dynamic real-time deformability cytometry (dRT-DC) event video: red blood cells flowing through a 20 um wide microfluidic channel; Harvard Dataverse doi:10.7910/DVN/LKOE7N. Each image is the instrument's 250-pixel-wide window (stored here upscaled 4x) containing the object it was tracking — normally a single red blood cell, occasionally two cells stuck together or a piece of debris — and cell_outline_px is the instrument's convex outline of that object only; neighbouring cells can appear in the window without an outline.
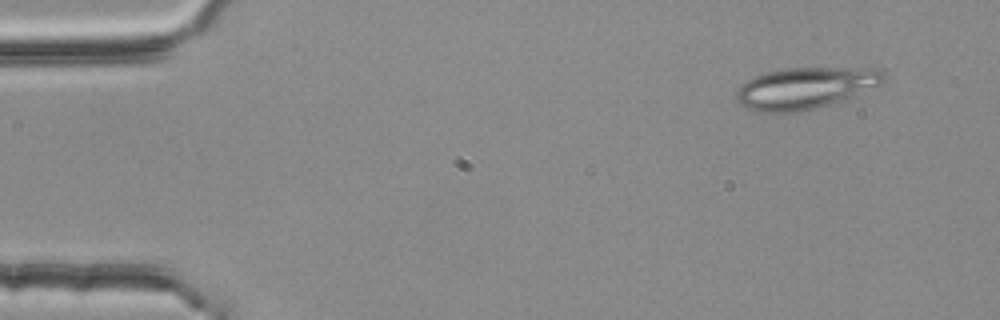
{"species": "common noctule bat (a hibernating species)", "species_latin": "Nyctalus noctula", "temperature_condition": "room temperature", "stored_images_in_passage": 53, "camera_frame_rate_fps": 3000, "um_per_image_px": 0.085, "animal": {"sex": "female", "body_mass_g": 25.1}, "frame": {"image": 1, "passage_image": 4, "time_ms": 1.0, "image_size_px": [1000, 320], "cell_outline_px": [[884, 80], [880, 84], [848, 100], [800, 112], [756, 112], [744, 108], [740, 104], [736, 96], [736, 92], [740, 84], [752, 76], [784, 68], [880, 68], [884, 72]], "centroid_in_image_um": [68.45, 7.49], "position_along_channel_um": 16.6, "area_um2": 36.18}}
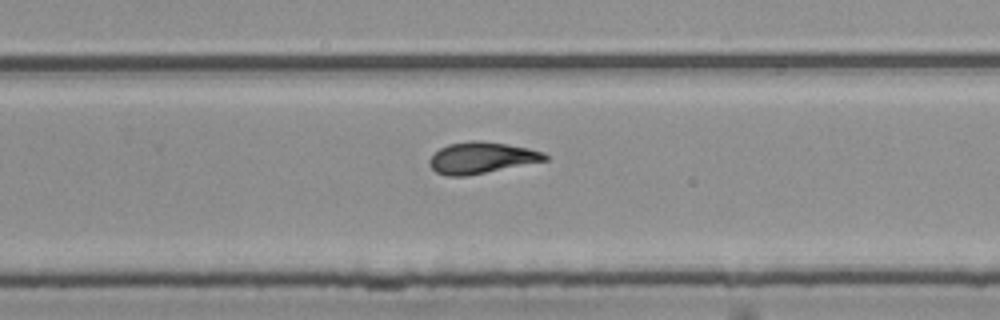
{"frame": {"image": 2, "passage_image": 34, "time_ms": 11.0, "image_size_px": [1000, 320], "cell_outline_px": [[548, 160], [468, 176], [448, 176], [436, 172], [428, 164], [428, 160], [440, 148], [448, 144], [472, 140], [480, 140], [508, 144], [528, 148], [544, 152], [548, 156]], "centroid_in_image_um": [40.93, 13.41], "position_along_channel_um": 288.9, "area_um2": 21.21}}
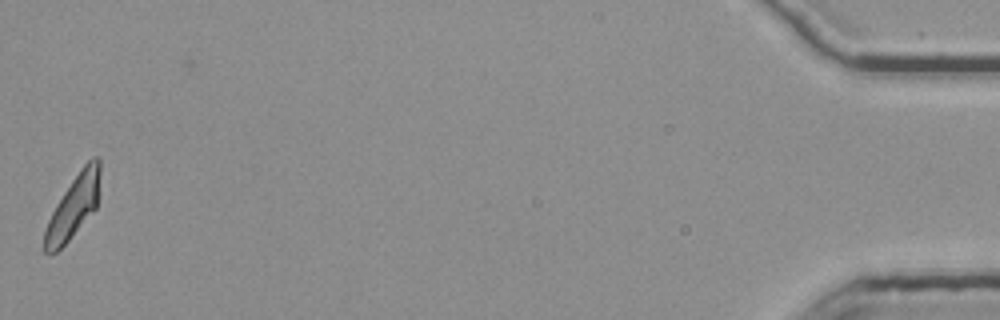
{"frame": {"image": 3, "passage_image": 53, "time_ms": 17.333, "image_size_px": [1000, 320], "cell_outline_px": [[100, 192], [96, 208], [68, 240], [56, 252], [44, 252], [44, 232], [48, 220], [56, 204], [80, 168], [92, 156], [96, 156], [100, 160]], "centroid_in_image_um": [6.28, 17.5], "position_along_channel_um": 428.9, "area_um2": 20.11}, "authors_computed_cell_mechanics": {"area_um2": 21.1548, "velocity_mm_per_s": 3.7837, "shape_relaxation_time_tau1_ms": 9.4019, "shape_relaxation_time_tau2_ms": 3.3763, "deformation_change_tau1": 0.2565, "deformation_change_tau2": 0.0621}}